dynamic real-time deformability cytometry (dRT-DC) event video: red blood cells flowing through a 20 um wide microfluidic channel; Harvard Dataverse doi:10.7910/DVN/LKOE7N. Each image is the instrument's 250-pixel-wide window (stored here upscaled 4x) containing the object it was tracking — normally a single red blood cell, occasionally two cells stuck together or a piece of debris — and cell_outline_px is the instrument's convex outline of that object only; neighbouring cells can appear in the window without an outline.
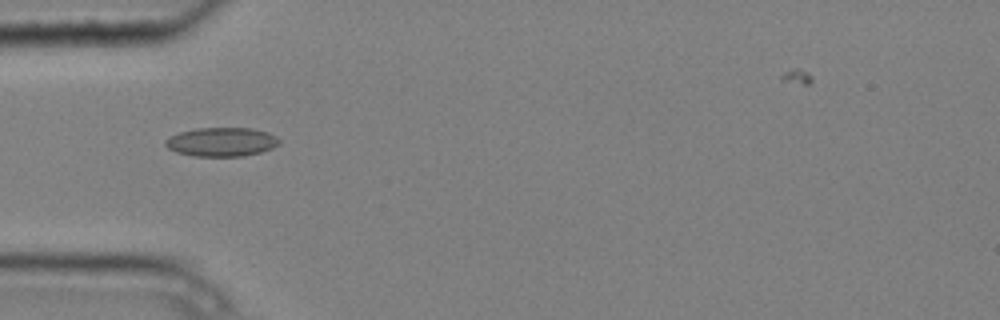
{"species": "common noctule bat (a hibernating species)", "species_latin": "Nyctalus noctula", "temperature_condition": "cold", "stored_images_in_passage": 6, "camera_frame_rate_fps": 3000, "um_per_image_px": 0.085, "animal": {"sex": "male", "body_mass_g": 20.4}, "frame": {"image": 1, "passage_image": 5, "time_ms": 1.333, "image_size_px": [1000, 320], "cell_outline_px": [[280, 144], [272, 148], [260, 152], [244, 156], [192, 156], [176, 152], [168, 148], [164, 144], [164, 140], [180, 132], [196, 128], [252, 128], [268, 132], [276, 136], [280, 140]], "centroid_in_image_um": [18.84, 12.06], "position_along_channel_um": 66.2, "area_um2": 19.25}}
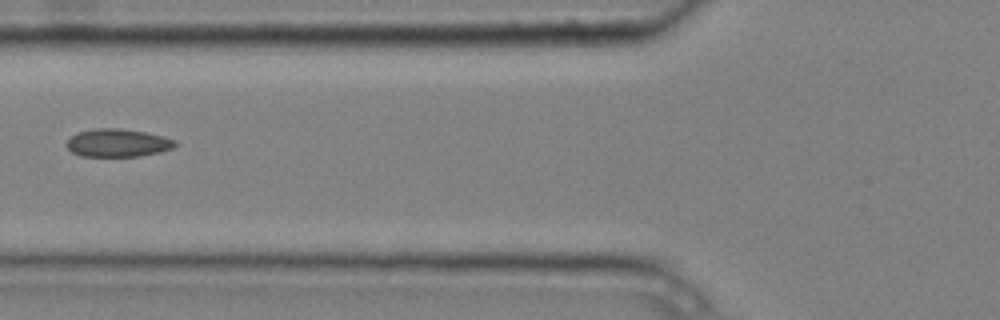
{"frame": {"image": 2, "passage_image": 6, "time_ms": 1.667, "image_size_px": [1000, 320], "cell_outline_px": [[176, 144], [172, 148], [160, 152], [140, 156], [80, 156], [72, 152], [68, 148], [68, 140], [76, 132], [96, 128], [120, 128], [144, 132], [176, 140]], "centroid_in_image_um": [9.99, 12.14], "position_along_channel_um": 115.8, "area_um2": 17.51}}